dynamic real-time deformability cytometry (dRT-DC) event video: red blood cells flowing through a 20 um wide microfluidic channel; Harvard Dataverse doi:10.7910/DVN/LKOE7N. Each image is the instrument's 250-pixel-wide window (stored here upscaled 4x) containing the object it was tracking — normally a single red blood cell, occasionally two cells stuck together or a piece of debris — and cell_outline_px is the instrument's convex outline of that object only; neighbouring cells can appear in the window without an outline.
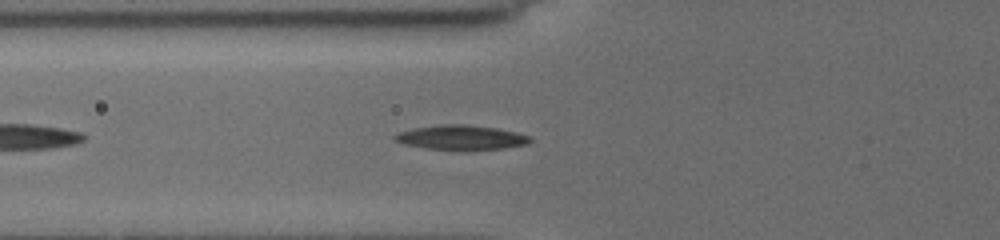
{"species": "common noctule bat (a hibernating species)", "species_latin": "Nyctalus noctula", "temperature_condition": "cold", "stored_images_in_passage": 9, "camera_frame_rate_fps": 3000, "um_per_image_px": 0.085, "animal": {"sex": "female", "body_mass_g": 19.5, "forearm_length_mm": 54.1}, "frame": {"image": 1, "passage_image": 9, "time_ms": 7.667, "image_size_px": [1000, 240], "cell_outline_px": [[532, 140], [528, 144], [504, 148], [460, 152], [424, 148], [404, 144], [392, 140], [392, 136], [400, 132], [412, 128], [440, 124], [464, 124], [496, 128], [516, 132], [528, 136]], "centroid_in_image_um": [39.15, 11.71], "position_along_channel_um": 86.7, "area_um2": 20.0}}